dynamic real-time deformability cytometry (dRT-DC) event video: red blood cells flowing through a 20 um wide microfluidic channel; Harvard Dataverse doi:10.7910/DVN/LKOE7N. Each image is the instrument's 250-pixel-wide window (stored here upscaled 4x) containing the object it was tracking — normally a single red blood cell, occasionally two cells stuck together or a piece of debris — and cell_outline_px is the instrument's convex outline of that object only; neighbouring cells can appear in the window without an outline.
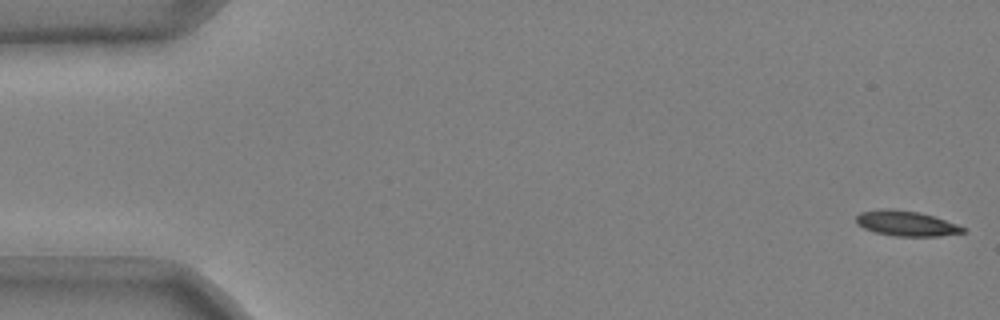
{"species": "common noctule bat (a hibernating species)", "species_latin": "Nyctalus noctula", "temperature_condition": "cold", "stored_images_in_passage": 52, "camera_frame_rate_fps": 3000, "um_per_image_px": 0.085, "animal": {"sex": "male", "body_mass_g": 20.4}, "frame": {"image": 1, "passage_image": 1, "time_ms": 0.0, "image_size_px": [1000, 320], "cell_outline_px": [[964, 232], [940, 236], [896, 236], [876, 232], [864, 228], [856, 220], [856, 216], [860, 212], [884, 208], [888, 208], [920, 212], [956, 224], [964, 228]], "centroid_in_image_um": [77.01, 18.98], "position_along_channel_um": 8.0, "area_um2": 15.37}}
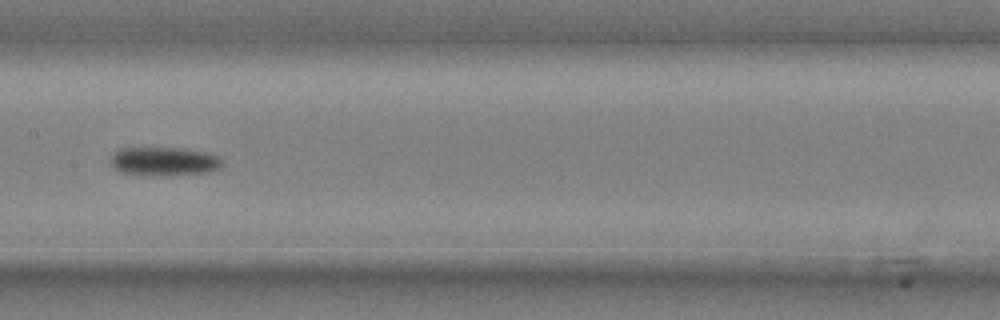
{"frame": {"image": 2, "passage_image": 27, "time_ms": 8.667, "image_size_px": [1000, 320], "cell_outline_px": [[224, 164], [220, 168], [212, 172], [164, 176], [156, 176], [120, 172], [112, 168], [112, 152], [120, 148], [184, 148], [204, 152], [220, 156], [224, 160]], "centroid_in_image_um": [13.99, 13.72], "position_along_channel_um": 193.4, "area_um2": 19.07}}
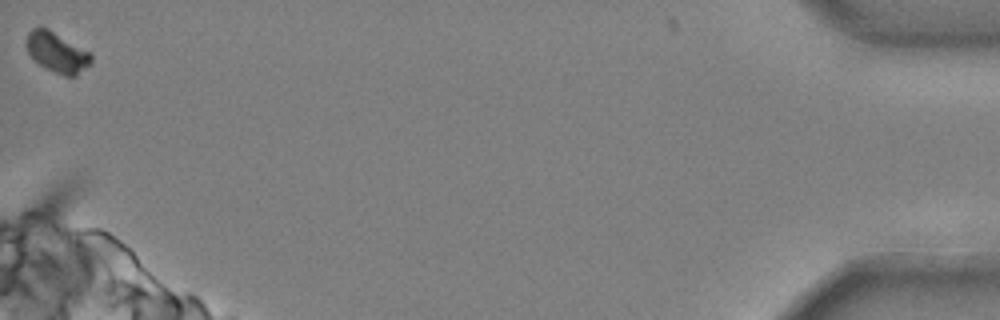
{"frame": {"image": 3, "passage_image": 52, "time_ms": 17.0, "image_size_px": [1000, 320], "cell_outline_px": [[92, 64], [76, 76], [64, 76], [44, 68], [28, 52], [24, 44], [24, 40], [28, 32], [36, 24], [40, 24], [48, 28], [92, 52]], "centroid_in_image_um": [4.84, 4.4], "position_along_channel_um": 430.4, "area_um2": 15.84}, "authors_computed_cell_mechanics": {"area_um2": 16.6753, "velocity_mm_per_s": 3.695, "shape_relaxation_time_tau1_ms": 3.4343, "shape_relaxation_time_tau2_ms": null, "deformation_change_tau1": 0.1746, "deformation_change_tau2": null}}